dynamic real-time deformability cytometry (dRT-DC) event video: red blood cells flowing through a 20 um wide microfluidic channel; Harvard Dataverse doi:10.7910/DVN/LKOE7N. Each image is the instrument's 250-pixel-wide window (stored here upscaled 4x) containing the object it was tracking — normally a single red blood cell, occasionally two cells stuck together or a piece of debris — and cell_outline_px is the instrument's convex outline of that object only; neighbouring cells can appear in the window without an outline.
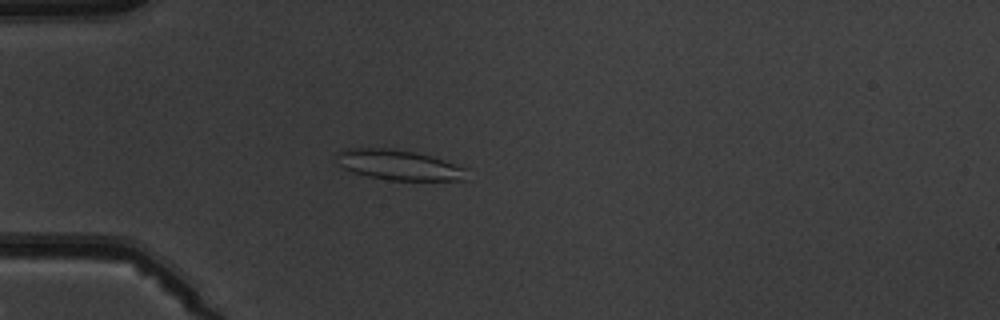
{"species": "common noctule bat (a hibernating species)", "species_latin": "Nyctalus noctula", "temperature_condition": "warm", "stored_images_in_passage": 6, "camera_frame_rate_fps": 3000, "um_per_image_px": 0.085, "animal": {"sex": "male", "body_mass_g": 19.5, "forearm_length_mm": 54.6}, "frame": {"image": 1, "passage_image": 5, "time_ms": 4.667, "image_size_px": [1000, 320], "cell_outline_px": [[468, 180], [388, 180], [368, 176], [352, 172], [344, 168], [340, 164], [336, 156], [336, 152], [348, 148], [392, 148], [416, 152], [432, 156], [468, 168]], "centroid_in_image_um": [33.95, 14.02], "position_along_channel_um": 51.1, "area_um2": 23.12}}